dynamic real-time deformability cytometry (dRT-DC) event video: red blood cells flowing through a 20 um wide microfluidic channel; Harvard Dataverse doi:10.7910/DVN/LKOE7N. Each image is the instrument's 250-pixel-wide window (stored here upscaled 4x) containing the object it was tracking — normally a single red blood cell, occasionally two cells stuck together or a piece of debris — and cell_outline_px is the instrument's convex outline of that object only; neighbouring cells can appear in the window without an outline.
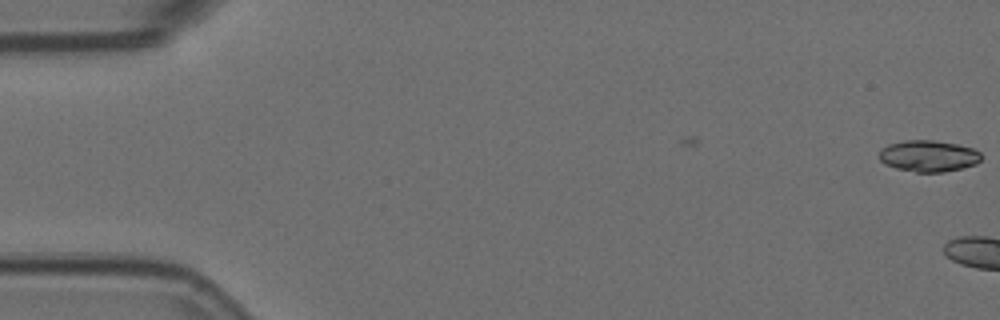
{"species": "Egyptian fruit bat (a non-hibernating species)", "species_latin": "Rousettus aegyptiacus", "temperature_condition": "room temperature", "stored_images_in_passage": 5, "camera_frame_rate_fps": 3000, "um_per_image_px": 0.085, "animal": {"sex": "female"}, "frame": {"image": 1, "passage_image": 5, "time_ms": 1.333, "image_size_px": [1000, 320], "cell_outline_px": [[980, 160], [976, 164], [944, 172], [916, 172], [896, 168], [884, 164], [880, 160], [880, 148], [888, 144], [904, 140], [932, 140], [956, 144], [972, 148], [980, 152]], "centroid_in_image_um": [78.88, 13.25], "position_along_channel_um": 6.1, "area_um2": 18.61}}